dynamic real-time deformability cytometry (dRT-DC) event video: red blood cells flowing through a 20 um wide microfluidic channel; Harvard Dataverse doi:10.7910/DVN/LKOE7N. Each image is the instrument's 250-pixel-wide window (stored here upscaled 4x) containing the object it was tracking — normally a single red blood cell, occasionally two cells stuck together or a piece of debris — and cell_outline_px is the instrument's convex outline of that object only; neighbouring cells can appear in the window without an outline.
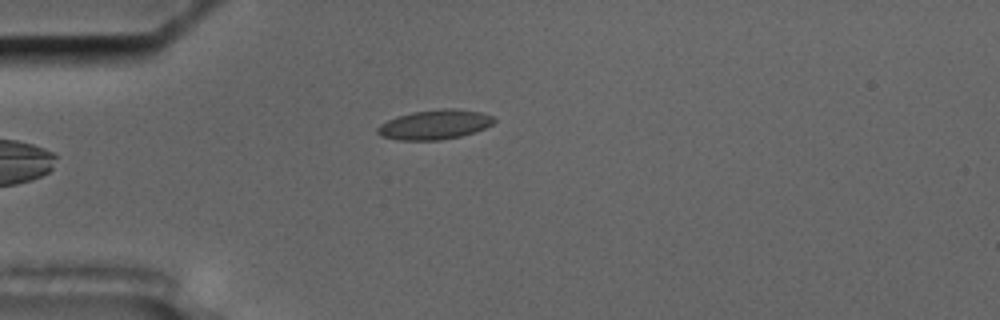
{"species": "common noctule bat (a hibernating species)", "species_latin": "Nyctalus noctula", "temperature_condition": "cold", "stored_images_in_passage": 39, "camera_frame_rate_fps": 3000, "um_per_image_px": 0.085, "animal": {"sex": "male", "body_mass_g": 17.5, "forearm_length_mm": 52.3}, "frame": {"image": 1, "passage_image": 1, "time_ms": 0.0, "image_size_px": [1000, 320], "cell_outline_px": [[496, 120], [492, 124], [484, 128], [460, 136], [440, 140], [400, 140], [380, 136], [376, 132], [376, 128], [380, 124], [396, 116], [412, 112], [444, 108], [456, 108], [480, 112], [492, 116]], "centroid_in_image_um": [36.91, 10.58], "position_along_channel_um": 48.1, "area_um2": 20.06}}
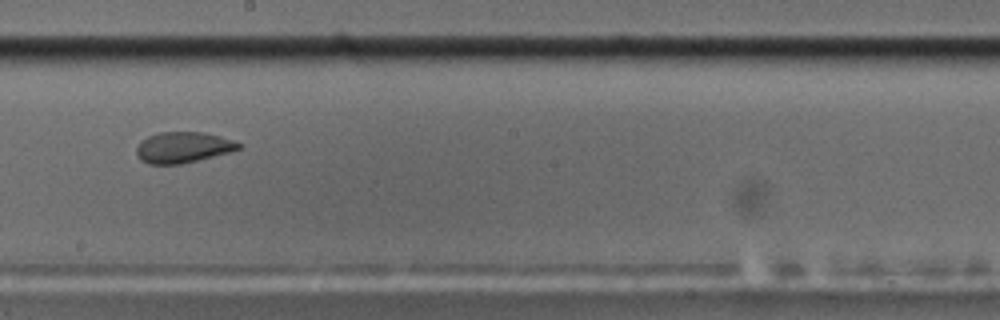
{"frame": {"image": 2, "passage_image": 18, "time_ms": 5.667, "image_size_px": [1000, 320], "cell_outline_px": [[244, 148], [180, 164], [148, 164], [140, 160], [136, 156], [136, 148], [140, 140], [148, 136], [160, 132], [204, 132], [220, 136], [240, 144]], "centroid_in_image_um": [15.5, 12.52], "position_along_channel_um": 232.7, "area_um2": 18.32}}
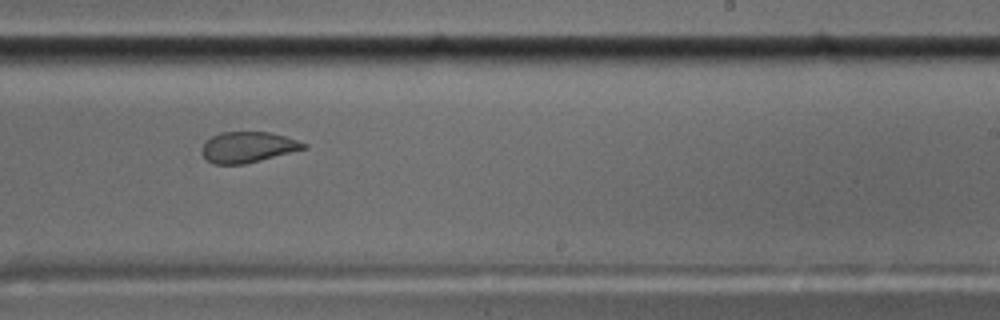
{"frame": {"image": 3, "passage_image": 21, "time_ms": 6.667, "image_size_px": [1000, 320], "cell_outline_px": [[308, 148], [244, 164], [212, 164], [204, 156], [200, 148], [212, 136], [220, 132], [268, 132], [284, 136], [308, 144]], "centroid_in_image_um": [21.07, 12.51], "position_along_channel_um": 267.9, "area_um2": 18.09}}